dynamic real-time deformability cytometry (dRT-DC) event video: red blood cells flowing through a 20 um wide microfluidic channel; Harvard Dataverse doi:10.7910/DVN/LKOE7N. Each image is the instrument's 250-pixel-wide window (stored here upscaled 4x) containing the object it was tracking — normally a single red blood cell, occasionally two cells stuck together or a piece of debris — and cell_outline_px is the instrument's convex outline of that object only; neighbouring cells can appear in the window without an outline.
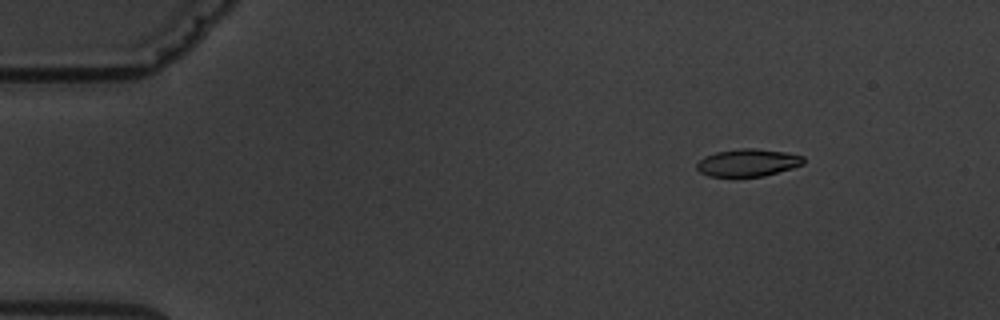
{"species": "common noctule bat (a hibernating species)", "species_latin": "Nyctalus noctula", "temperature_condition": "warm", "stored_images_in_passage": 5, "camera_frame_rate_fps": 3000, "um_per_image_px": 0.085, "animal": {"sex": "male", "body_mass_g": 19.5, "forearm_length_mm": 54.6}, "frame": {"image": 1, "passage_image": 2, "time_ms": 1.333, "image_size_px": [1000, 320], "cell_outline_px": [[804, 164], [792, 168], [764, 176], [708, 176], [700, 172], [696, 168], [696, 164], [704, 156], [716, 152], [740, 148], [756, 148], [784, 152], [804, 156]], "centroid_in_image_um": [63.56, 13.82], "position_along_channel_um": 21.4, "area_um2": 17.05}}